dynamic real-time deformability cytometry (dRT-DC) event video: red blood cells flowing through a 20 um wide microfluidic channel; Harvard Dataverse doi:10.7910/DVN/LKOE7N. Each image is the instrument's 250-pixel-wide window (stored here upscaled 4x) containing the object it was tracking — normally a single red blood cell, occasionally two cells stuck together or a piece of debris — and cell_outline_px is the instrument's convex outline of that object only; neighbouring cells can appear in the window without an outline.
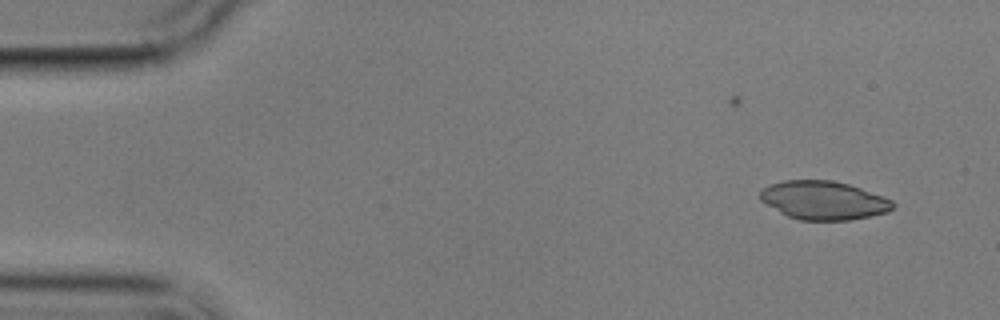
{"species": "common noctule bat (a hibernating species)", "species_latin": "Nyctalus noctula", "temperature_condition": "cold", "stored_images_in_passage": 9, "camera_frame_rate_fps": 3000, "um_per_image_px": 0.085, "animal": {"sex": "male", "body_mass_g": 17.9}, "frame": {"image": 1, "passage_image": 2, "time_ms": 2.0, "image_size_px": [1000, 320], "cell_outline_px": [[896, 204], [888, 212], [872, 216], [848, 220], [800, 220], [788, 216], [780, 212], [760, 200], [760, 192], [768, 184], [784, 180], [832, 180], [848, 184], [884, 196], [892, 200]], "centroid_in_image_um": [70.02, 17.02], "position_along_channel_um": 15.0, "area_um2": 29.82}}